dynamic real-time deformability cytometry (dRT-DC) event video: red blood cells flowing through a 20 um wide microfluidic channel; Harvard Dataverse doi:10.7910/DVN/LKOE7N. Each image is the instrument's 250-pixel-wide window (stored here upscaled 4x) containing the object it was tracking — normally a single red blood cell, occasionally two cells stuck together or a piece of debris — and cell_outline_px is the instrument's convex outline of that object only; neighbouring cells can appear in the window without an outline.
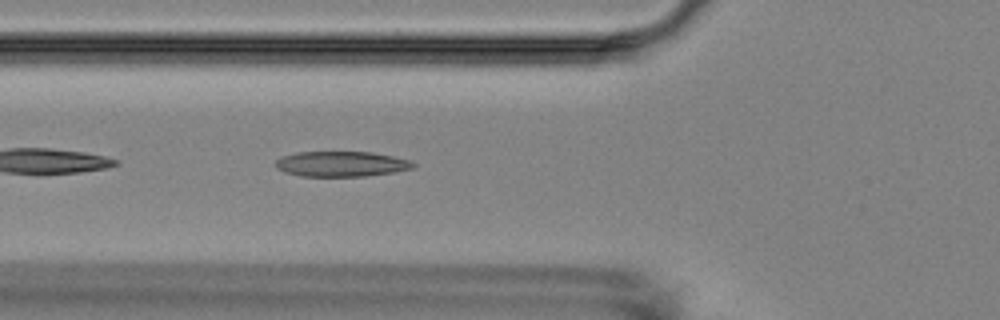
{"species": "Egyptian fruit bat (a non-hibernating species)", "species_latin": "Rousettus aegyptiacus", "temperature_condition": "room temperature", "stored_images_in_passage": 6, "camera_frame_rate_fps": 3000, "um_per_image_px": 0.085, "animal": {"sex": "female"}, "frame": {"image": 1, "passage_image": 6, "time_ms": 5.667, "image_size_px": [1000, 320], "cell_outline_px": [[416, 168], [396, 172], [364, 176], [300, 176], [284, 172], [276, 168], [276, 160], [280, 156], [296, 152], [372, 152], [412, 160], [416, 164]], "centroid_in_image_um": [29.04, 13.93], "position_along_channel_um": 96.8, "area_um2": 20.52}}